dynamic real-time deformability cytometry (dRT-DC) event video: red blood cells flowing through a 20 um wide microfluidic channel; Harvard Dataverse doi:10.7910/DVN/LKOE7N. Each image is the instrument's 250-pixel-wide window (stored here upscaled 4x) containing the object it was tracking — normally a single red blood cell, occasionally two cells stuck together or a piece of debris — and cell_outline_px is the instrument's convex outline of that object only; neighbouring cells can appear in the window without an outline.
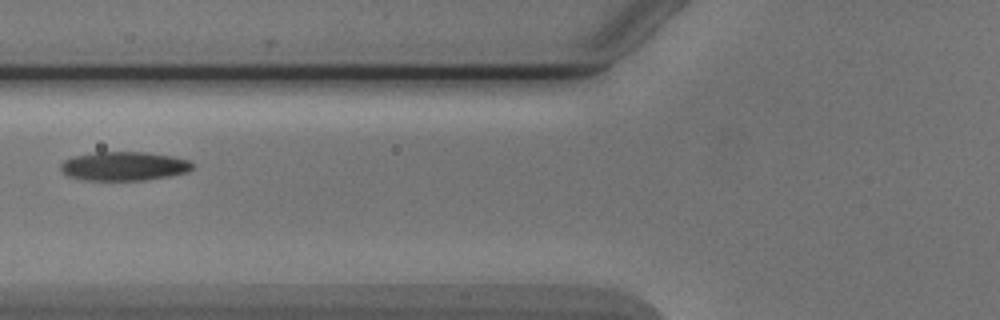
{"species": "Egyptian fruit bat (a non-hibernating species)", "species_latin": "Rousettus aegyptiacus", "temperature_condition": "cold", "stored_images_in_passage": 5, "camera_frame_rate_fps": 3000, "um_per_image_px": 0.085, "animal": {"sex": "male"}, "frame": {"image": 1, "passage_image": 5, "time_ms": 5.667, "image_size_px": [1000, 320], "cell_outline_px": [[192, 168], [188, 172], [148, 180], [84, 180], [68, 176], [60, 168], [60, 164], [64, 160], [72, 156], [96, 152], [144, 152], [172, 156], [188, 160], [192, 164]], "centroid_in_image_um": [10.52, 14.12], "position_along_channel_um": 115.3, "area_um2": 22.2}}